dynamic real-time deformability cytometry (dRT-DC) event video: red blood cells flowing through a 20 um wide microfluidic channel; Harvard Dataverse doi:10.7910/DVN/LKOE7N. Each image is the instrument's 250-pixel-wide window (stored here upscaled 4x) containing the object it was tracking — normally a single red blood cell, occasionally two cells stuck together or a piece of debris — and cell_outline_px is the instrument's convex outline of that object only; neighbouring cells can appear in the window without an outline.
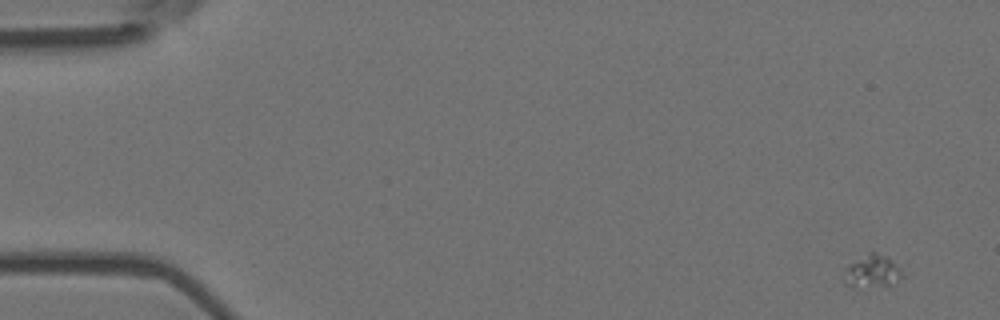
{"species": "Egyptian fruit bat (a non-hibernating species)", "species_latin": "Rousettus aegyptiacus", "temperature_condition": "room temperature", "stored_images_in_passage": 11, "camera_frame_rate_fps": 3000, "um_per_image_px": 0.085, "animal": {"sex": "female"}, "frame": {"image": 1, "passage_image": 1, "time_ms": 0.0, "image_size_px": [1000, 320], "cell_outline_px": [[904, 276], [896, 284], [856, 288], [852, 288], [840, 280], [844, 268], [848, 264], [868, 252], [876, 252], [892, 260], [900, 268]], "centroid_in_image_um": [74.08, 23.09], "position_along_channel_um": 10.9, "area_um2": 11.62}}
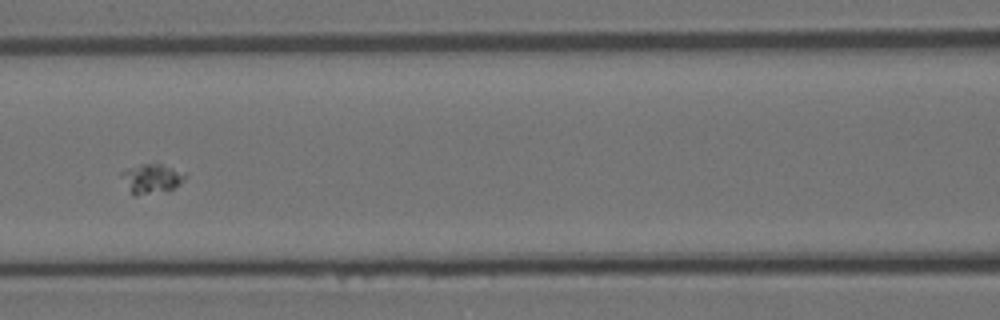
{"frame": {"image": 2, "passage_image": 7, "time_ms": 2.0, "image_size_px": [1000, 320], "cell_outline_px": [[188, 176], [184, 180], [168, 192], [136, 196], [132, 196], [120, 172], [128, 168], [140, 164], [160, 164], [188, 172]], "centroid_in_image_um": [12.94, 15.2], "position_along_channel_um": 153.7, "area_um2": 11.21}}
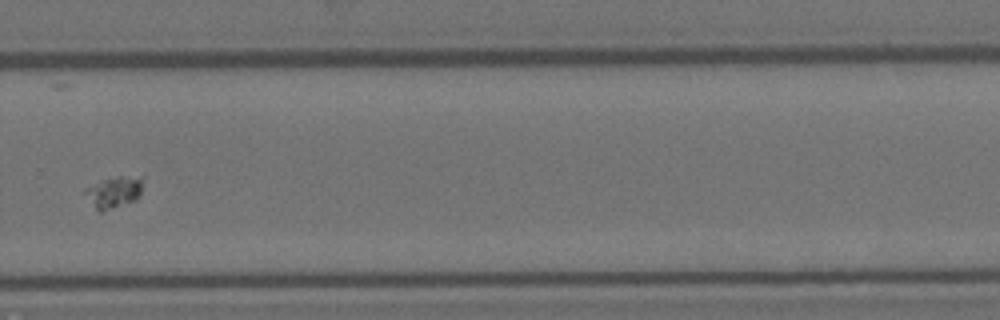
{"frame": {"image": 3, "passage_image": 11, "time_ms": 3.333, "image_size_px": [1000, 320], "cell_outline_px": [[144, 176], [140, 196], [136, 200], [100, 212], [96, 208], [84, 192], [84, 188], [104, 180], [120, 176]], "centroid_in_image_um": [9.75, 16.31], "position_along_channel_um": 320.1, "area_um2": 10.4}}